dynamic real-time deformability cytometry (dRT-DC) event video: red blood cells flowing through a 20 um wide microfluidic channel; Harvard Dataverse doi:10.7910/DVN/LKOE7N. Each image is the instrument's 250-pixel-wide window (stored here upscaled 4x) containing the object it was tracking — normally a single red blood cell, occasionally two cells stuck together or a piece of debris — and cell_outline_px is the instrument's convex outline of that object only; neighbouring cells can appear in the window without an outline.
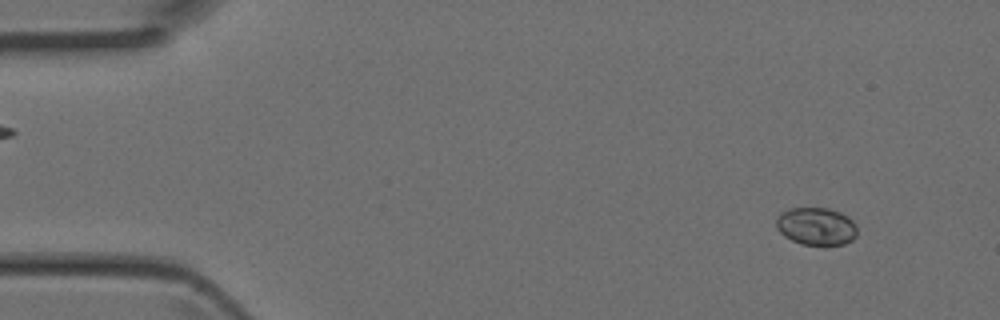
{"species": "Egyptian fruit bat (a non-hibernating species)", "species_latin": "Rousettus aegyptiacus", "temperature_condition": "room temperature", "stored_images_in_passage": 3, "camera_frame_rate_fps": 3000, "um_per_image_px": 0.085, "animal": {"sex": "female"}, "frame": {"image": 1, "passage_image": 1, "time_ms": 0.0, "image_size_px": [1000, 320], "cell_outline_px": [[856, 236], [852, 240], [844, 244], [800, 244], [784, 236], [776, 228], [776, 220], [780, 212], [788, 208], [828, 208], [840, 212], [848, 216], [852, 220], [856, 228]], "centroid_in_image_um": [69.36, 19.22], "position_along_channel_um": 15.6, "area_um2": 17.74}}
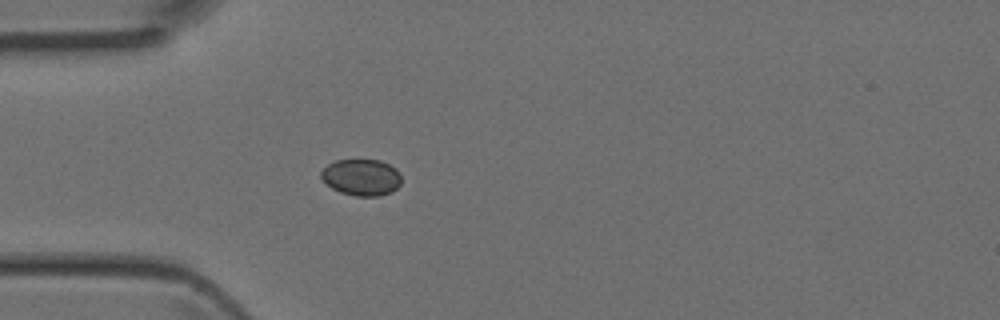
{"frame": {"image": 2, "passage_image": 3, "time_ms": 0.667, "image_size_px": [1000, 320], "cell_outline_px": [[400, 184], [392, 192], [380, 196], [356, 196], [340, 192], [332, 188], [320, 176], [320, 172], [328, 164], [336, 160], [380, 160], [396, 168], [400, 172]], "centroid_in_image_um": [30.74, 15.07], "position_along_channel_um": 54.3, "area_um2": 17.05}}